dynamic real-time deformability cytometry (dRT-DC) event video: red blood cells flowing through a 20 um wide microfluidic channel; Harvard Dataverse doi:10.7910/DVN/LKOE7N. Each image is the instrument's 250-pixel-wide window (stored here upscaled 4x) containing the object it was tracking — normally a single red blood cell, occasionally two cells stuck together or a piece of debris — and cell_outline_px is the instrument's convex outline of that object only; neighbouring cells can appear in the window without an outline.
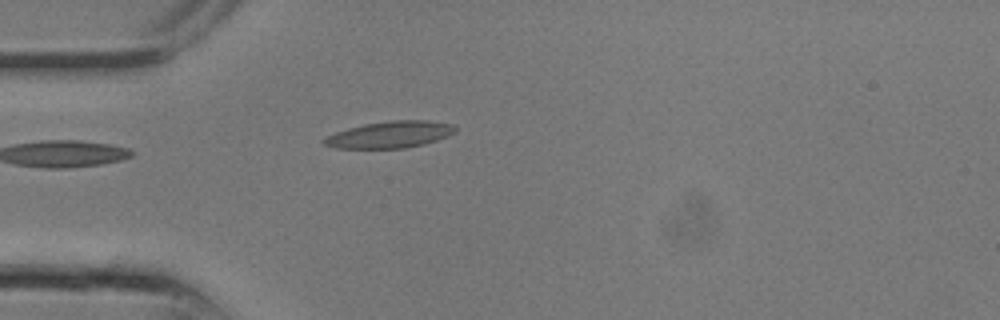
{"species": "common noctule bat (a hibernating species)", "species_latin": "Nyctalus noctula", "temperature_condition": "room temperature", "stored_images_in_passage": 2, "camera_frame_rate_fps": 3000, "um_per_image_px": 0.085, "animal": {"sex": "male", "body_mass_g": 13.3}, "frame": {"image": 1, "passage_image": 2, "time_ms": 0.333, "image_size_px": [1000, 320], "cell_outline_px": [[456, 132], [448, 136], [424, 144], [404, 148], [336, 148], [324, 144], [320, 140], [336, 132], [348, 128], [364, 124], [392, 120], [428, 120], [452, 124], [456, 128]], "centroid_in_image_um": [33.16, 11.43], "position_along_channel_um": 51.8, "area_um2": 20.35}}